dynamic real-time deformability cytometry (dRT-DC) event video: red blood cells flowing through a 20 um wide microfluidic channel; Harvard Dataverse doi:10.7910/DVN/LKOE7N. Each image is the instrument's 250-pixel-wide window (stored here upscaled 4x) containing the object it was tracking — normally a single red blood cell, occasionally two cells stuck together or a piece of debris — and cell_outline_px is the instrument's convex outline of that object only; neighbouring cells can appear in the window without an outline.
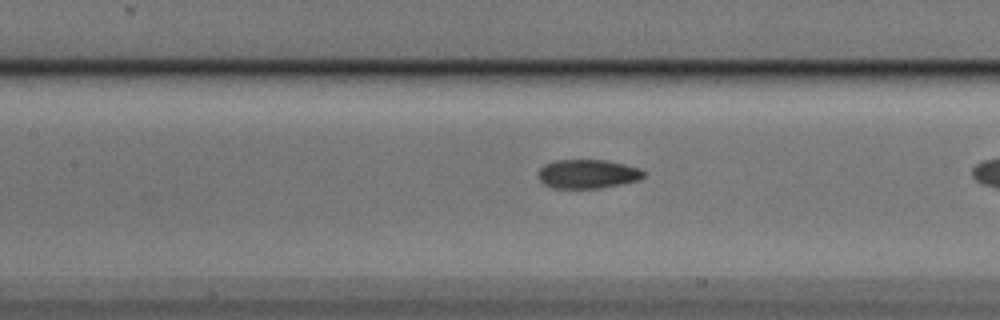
{"species": "Egyptian fruit bat (a non-hibernating species)", "species_latin": "Rousettus aegyptiacus", "temperature_condition": "cold", "stored_images_in_passage": 15, "camera_frame_rate_fps": 3000, "um_per_image_px": 0.085, "animal": {"sex": "male"}, "frame": {"image": 1, "passage_image": 9, "time_ms": 2.667, "image_size_px": [1000, 320], "cell_outline_px": [[644, 176], [640, 180], [600, 188], [556, 188], [544, 184], [536, 176], [540, 168], [544, 164], [552, 160], [608, 160], [640, 168], [644, 172]], "centroid_in_image_um": [49.93, 14.77], "position_along_channel_um": 157.5, "area_um2": 17.92}}